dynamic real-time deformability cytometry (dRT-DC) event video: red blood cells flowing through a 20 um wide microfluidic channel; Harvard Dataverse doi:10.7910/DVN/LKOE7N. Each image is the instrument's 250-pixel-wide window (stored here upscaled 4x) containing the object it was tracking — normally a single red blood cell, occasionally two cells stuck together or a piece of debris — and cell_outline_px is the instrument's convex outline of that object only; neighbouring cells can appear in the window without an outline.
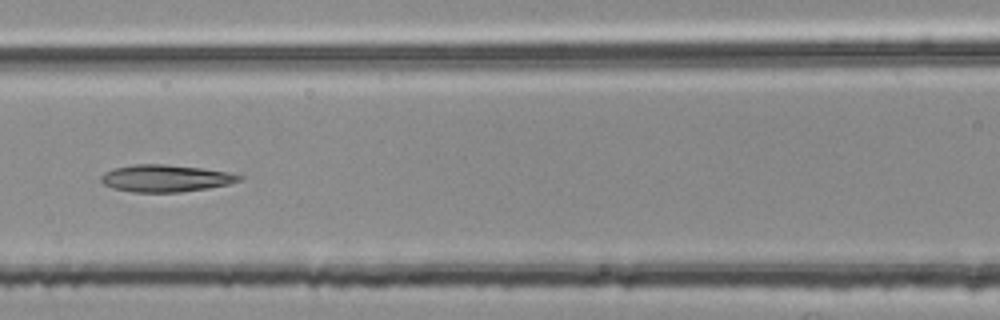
{"species": "common noctule bat (a hibernating species)", "species_latin": "Nyctalus noctula", "temperature_condition": "room temperature", "stored_images_in_passage": 5, "camera_frame_rate_fps": 3000, "um_per_image_px": 0.085, "animal": {"sex": "female", "body_mass_g": 25.1}, "frame": {"image": 1, "passage_image": 5, "time_ms": 1.333, "image_size_px": [1000, 320], "cell_outline_px": [[244, 176], [240, 180], [228, 184], [208, 188], [180, 192], [132, 192], [112, 188], [104, 184], [100, 180], [100, 176], [104, 172], [112, 168], [136, 164], [160, 164], [200, 168], [228, 172]], "centroid_in_image_um": [14.03, 15.16], "position_along_channel_um": 152.6, "area_um2": 21.73}}